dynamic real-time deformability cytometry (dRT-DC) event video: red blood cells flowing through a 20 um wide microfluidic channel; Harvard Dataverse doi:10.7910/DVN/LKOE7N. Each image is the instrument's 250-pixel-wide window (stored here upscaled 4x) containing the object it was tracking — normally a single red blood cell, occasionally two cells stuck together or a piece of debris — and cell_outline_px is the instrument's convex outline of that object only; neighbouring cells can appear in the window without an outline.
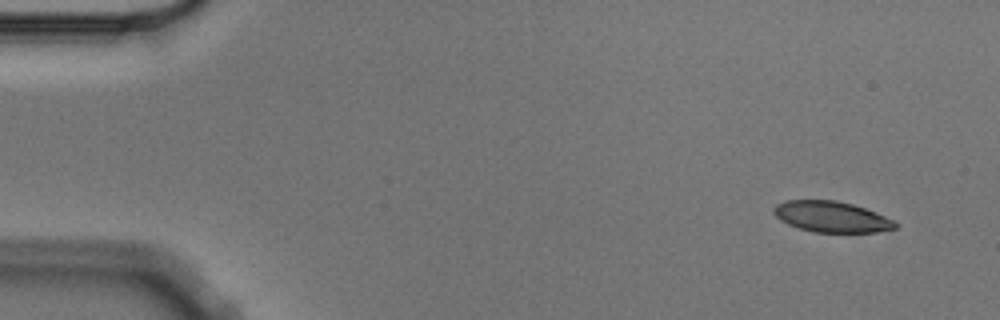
{"species": "Egyptian fruit bat (a non-hibernating species)", "species_latin": "Rousettus aegyptiacus", "temperature_condition": "cold", "stored_images_in_passage": 4, "camera_frame_rate_fps": 3000, "um_per_image_px": 0.085, "animal": {"sex": "male"}, "frame": {"image": 1, "passage_image": 1, "time_ms": 0.0, "image_size_px": [1000, 320], "cell_outline_px": [[900, 224], [896, 228], [876, 232], [812, 232], [788, 224], [780, 220], [772, 212], [772, 208], [776, 204], [784, 200], [836, 200], [852, 204], [864, 208], [884, 216]], "centroid_in_image_um": [70.64, 18.42], "position_along_channel_um": 14.4, "area_um2": 21.85}}
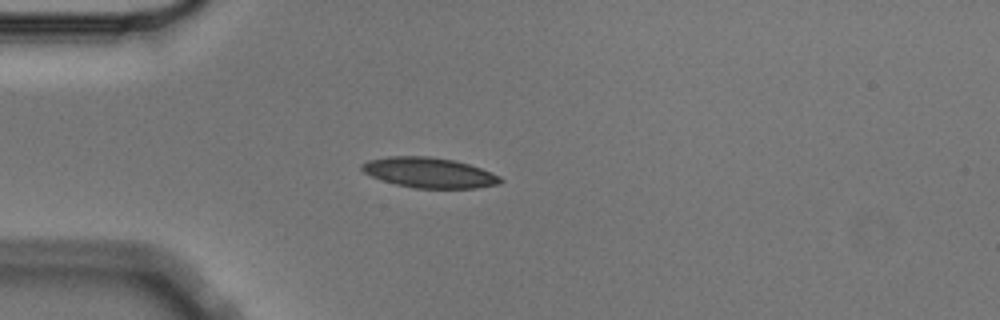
{"frame": {"image": 2, "passage_image": 4, "time_ms": 1.0, "image_size_px": [1000, 320], "cell_outline_px": [[504, 180], [500, 184], [476, 188], [416, 188], [396, 184], [372, 176], [364, 172], [360, 168], [360, 164], [368, 160], [388, 156], [432, 156], [456, 160], [480, 168], [500, 176]], "centroid_in_image_um": [36.49, 14.66], "position_along_channel_um": 48.5, "area_um2": 24.45}}